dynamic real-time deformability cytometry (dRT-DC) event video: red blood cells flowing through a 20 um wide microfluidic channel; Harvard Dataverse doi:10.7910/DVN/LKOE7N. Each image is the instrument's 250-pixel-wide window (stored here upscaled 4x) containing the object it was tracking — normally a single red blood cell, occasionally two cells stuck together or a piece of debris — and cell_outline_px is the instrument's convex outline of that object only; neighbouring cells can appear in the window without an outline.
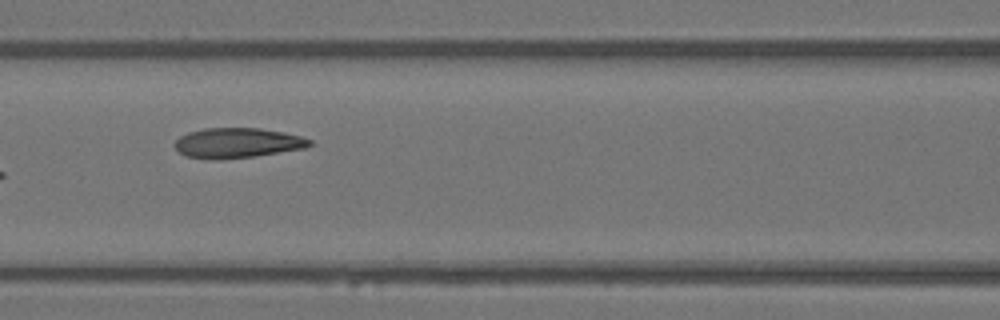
{"species": "Egyptian fruit bat (a non-hibernating species)", "species_latin": "Rousettus aegyptiacus", "temperature_condition": "warm", "stored_images_in_passage": 6, "camera_frame_rate_fps": 3000, "um_per_image_px": 0.085, "animal": {"sex": "female"}, "frame": {"image": 1, "passage_image": 6, "time_ms": 1.667, "image_size_px": [1000, 320], "cell_outline_px": [[312, 144], [304, 148], [252, 156], [220, 160], [212, 160], [188, 156], [180, 152], [176, 148], [176, 140], [180, 136], [188, 132], [204, 128], [260, 128], [284, 132], [300, 136], [312, 140]], "centroid_in_image_um": [20.17, 12.14], "position_along_channel_um": 146.4, "area_um2": 23.41}}